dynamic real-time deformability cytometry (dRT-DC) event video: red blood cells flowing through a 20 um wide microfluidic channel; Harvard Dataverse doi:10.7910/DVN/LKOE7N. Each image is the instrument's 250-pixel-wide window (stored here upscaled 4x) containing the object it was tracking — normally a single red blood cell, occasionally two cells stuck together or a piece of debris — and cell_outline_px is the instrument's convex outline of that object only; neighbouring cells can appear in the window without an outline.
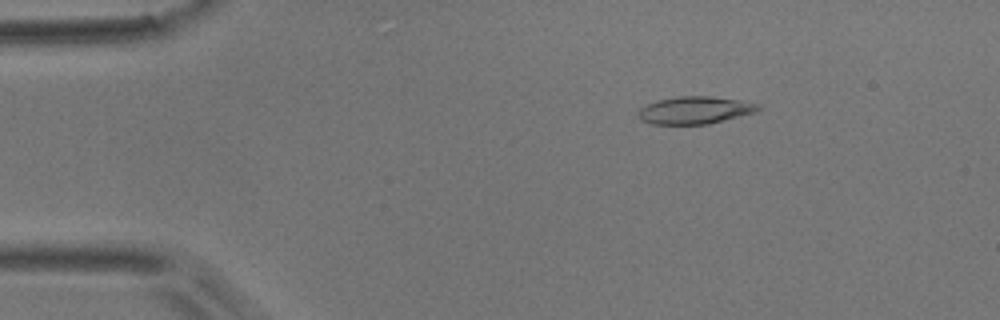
{"species": "common noctule bat (a hibernating species)", "species_latin": "Nyctalus noctula", "temperature_condition": "room temperature", "stored_images_in_passage": 5, "camera_frame_rate_fps": 3000, "um_per_image_px": 0.085, "animal": {"sex": "male", "body_mass_g": 17.9}, "frame": {"image": 1, "passage_image": 3, "time_ms": 2.333, "image_size_px": [1000, 320], "cell_outline_px": [[760, 108], [756, 112], [708, 124], [652, 124], [640, 120], [636, 116], [636, 112], [644, 104], [656, 100], [676, 96], [708, 96], [740, 100], [760, 104]], "centroid_in_image_um": [59.0, 9.36], "position_along_channel_um": 26.0, "area_um2": 19.42}}